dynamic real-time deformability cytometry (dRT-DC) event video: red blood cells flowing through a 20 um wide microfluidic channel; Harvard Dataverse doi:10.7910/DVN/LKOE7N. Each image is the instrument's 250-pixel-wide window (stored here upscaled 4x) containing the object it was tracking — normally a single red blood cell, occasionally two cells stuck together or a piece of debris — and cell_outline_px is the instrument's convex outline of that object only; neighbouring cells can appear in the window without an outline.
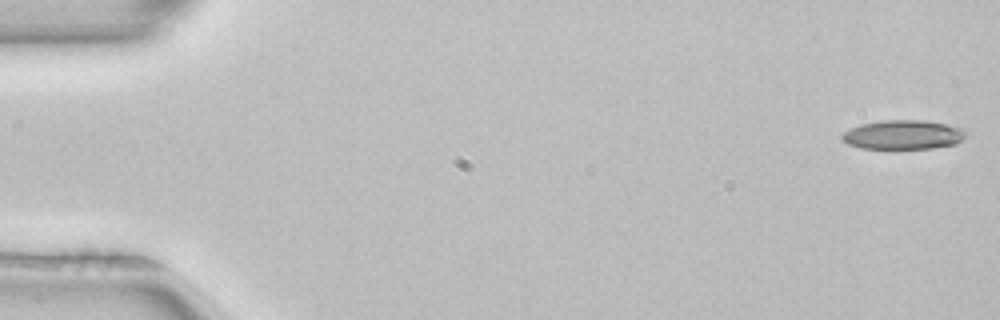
{"species": "common noctule bat (a hibernating species)", "species_latin": "Nyctalus noctula", "temperature_condition": "room temperature", "stored_images_in_passage": 7, "camera_frame_rate_fps": 3000, "um_per_image_px": 0.085, "animal": {"sex": "female", "body_mass_g": 22.7, "forearm_length_mm": 54.2}, "frame": {"image": 1, "passage_image": 1, "time_ms": 0.0, "image_size_px": [1000, 320], "cell_outline_px": [[964, 136], [956, 144], [932, 148], [860, 148], [848, 144], [840, 140], [840, 136], [844, 132], [860, 124], [880, 120], [924, 120], [944, 124], [960, 128], [964, 132]], "centroid_in_image_um": [76.69, 11.45], "position_along_channel_um": 8.3, "area_um2": 20.87}}
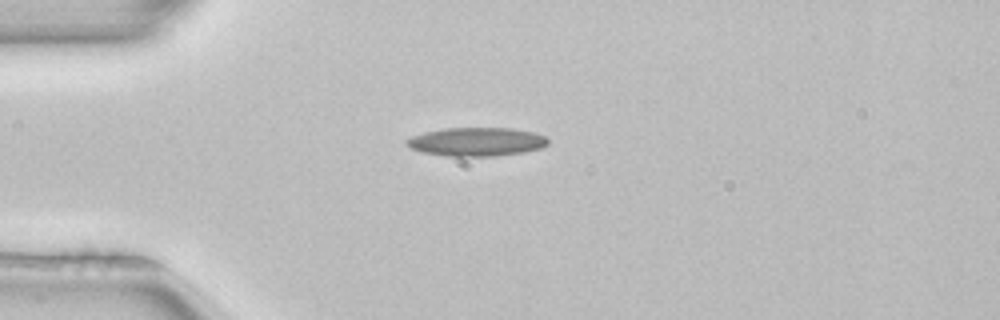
{"frame": {"image": 2, "passage_image": 4, "time_ms": 1.0, "image_size_px": [1000, 320], "cell_outline_px": [[548, 144], [540, 148], [524, 152], [496, 156], [448, 156], [424, 152], [412, 148], [404, 144], [404, 140], [412, 136], [424, 132], [444, 128], [512, 128], [536, 132], [544, 136], [548, 140]], "centroid_in_image_um": [40.51, 12.04], "position_along_channel_um": 44.5, "area_um2": 23.64}}